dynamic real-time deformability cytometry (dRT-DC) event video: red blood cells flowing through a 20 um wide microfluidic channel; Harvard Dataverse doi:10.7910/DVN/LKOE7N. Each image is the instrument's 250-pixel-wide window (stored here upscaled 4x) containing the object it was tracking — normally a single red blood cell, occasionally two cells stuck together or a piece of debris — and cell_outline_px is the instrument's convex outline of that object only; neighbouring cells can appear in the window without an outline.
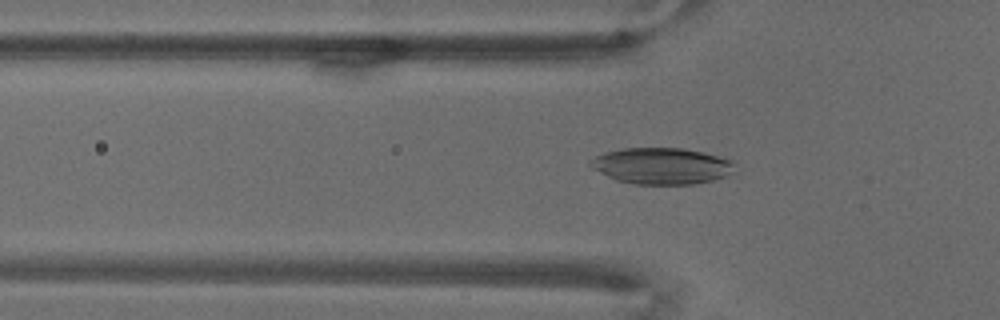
{"species": "common noctule bat (a hibernating species)", "species_latin": "Nyctalus noctula", "temperature_condition": "warm", "stored_images_in_passage": 61, "camera_frame_rate_fps": 3000, "um_per_image_px": 0.085, "animal": {"sex": "male", "body_mass_g": 18.8}, "frame": {"image": 1, "passage_image": 22, "time_ms": 7.0, "image_size_px": [1000, 320], "cell_outline_px": [[732, 164], [728, 172], [724, 176], [712, 180], [696, 184], [632, 184], [616, 180], [592, 168], [588, 164], [588, 160], [604, 152], [624, 148], [684, 148], [704, 152], [732, 160]], "centroid_in_image_um": [56.16, 14.09], "position_along_channel_um": 69.6, "area_um2": 30.35}}
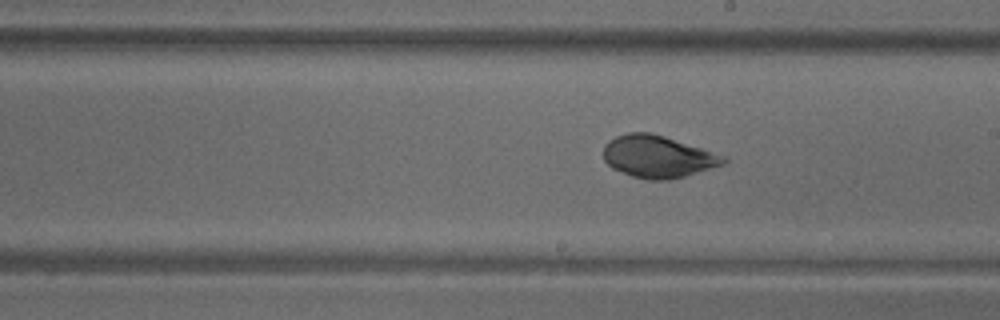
{"frame": {"image": 2, "passage_image": 39, "time_ms": 12.667, "image_size_px": [1000, 320], "cell_outline_px": [[728, 160], [724, 164], [684, 176], [668, 180], [648, 180], [632, 176], [612, 168], [604, 160], [604, 144], [608, 140], [616, 136], [628, 132], [652, 132], [724, 156]], "centroid_in_image_um": [55.87, 13.31], "position_along_channel_um": 233.1, "area_um2": 29.25}}
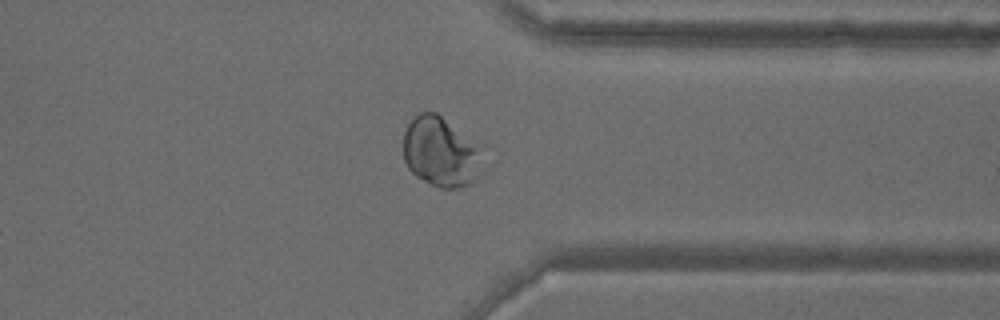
{"frame": {"image": 3, "passage_image": 54, "time_ms": 17.667, "image_size_px": [1000, 320], "cell_outline_px": [[492, 144], [476, 176], [464, 188], [440, 188], [416, 176], [408, 168], [404, 160], [404, 132], [408, 124], [420, 112], [436, 112]], "centroid_in_image_um": [37.66, 12.84], "position_along_channel_um": 373.7, "area_um2": 34.45}}